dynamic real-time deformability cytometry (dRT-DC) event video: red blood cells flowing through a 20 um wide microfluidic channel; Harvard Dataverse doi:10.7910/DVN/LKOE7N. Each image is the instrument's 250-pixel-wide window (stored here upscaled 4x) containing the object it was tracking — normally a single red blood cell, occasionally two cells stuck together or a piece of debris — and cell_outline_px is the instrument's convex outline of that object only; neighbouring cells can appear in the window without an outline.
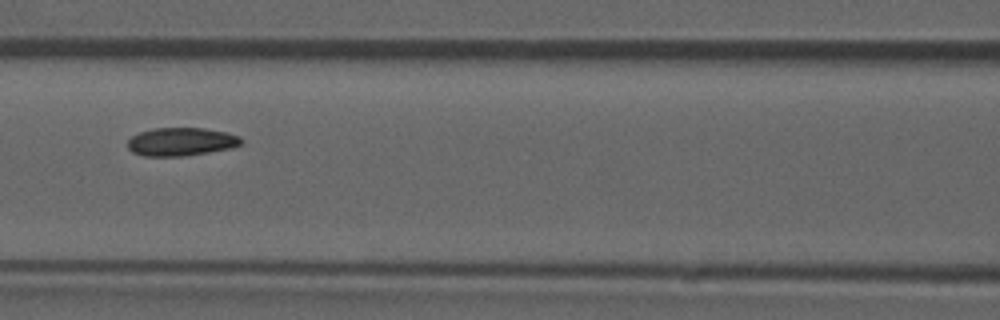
{"species": "common noctule bat (a hibernating species)", "species_latin": "Nyctalus noctula", "temperature_condition": "room temperature", "stored_images_in_passage": 9, "camera_frame_rate_fps": 3000, "um_per_image_px": 0.085, "animal": {"sex": "male", "forearm_length_mm": 52.5}, "frame": {"image": 1, "passage_image": 6, "time_ms": 1.667, "image_size_px": [1000, 320], "cell_outline_px": [[244, 140], [240, 144], [232, 148], [184, 156], [144, 156], [132, 152], [128, 148], [128, 140], [132, 136], [140, 132], [152, 128], [204, 128], [228, 132], [240, 136]], "centroid_in_image_um": [15.42, 12.04], "position_along_channel_um": 151.2, "area_um2": 18.79}}